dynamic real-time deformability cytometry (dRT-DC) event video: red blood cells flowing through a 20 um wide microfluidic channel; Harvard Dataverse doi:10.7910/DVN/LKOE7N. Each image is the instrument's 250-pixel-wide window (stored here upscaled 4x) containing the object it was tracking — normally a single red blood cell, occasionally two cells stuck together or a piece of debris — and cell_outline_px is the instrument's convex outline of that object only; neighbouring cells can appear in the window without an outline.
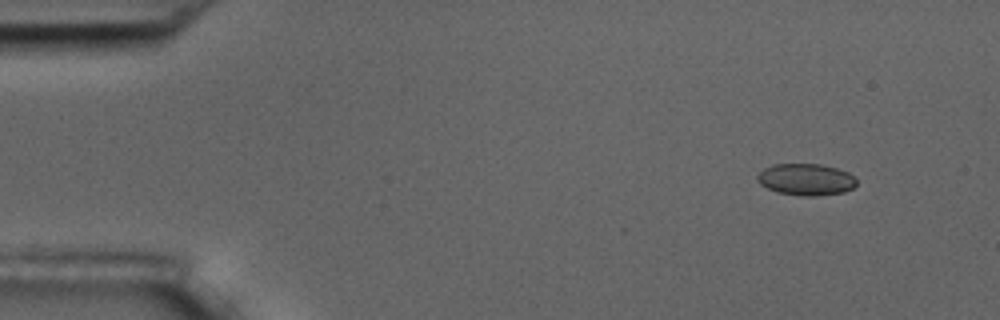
{"species": "common noctule bat (a hibernating species)", "species_latin": "Nyctalus noctula", "temperature_condition": "room temperature", "stored_images_in_passage": 10, "camera_frame_rate_fps": 3000, "um_per_image_px": 0.085, "animal": {"sex": "male", "body_mass_g": 17.5, "forearm_length_mm": 52.3}, "frame": {"image": 1, "passage_image": 1, "time_ms": 0.0, "image_size_px": [1000, 320], "cell_outline_px": [[856, 184], [852, 188], [844, 192], [816, 196], [804, 196], [776, 192], [760, 184], [756, 180], [756, 176], [764, 168], [772, 164], [820, 164], [836, 168], [848, 172], [856, 180]], "centroid_in_image_um": [68.48, 15.25], "position_along_channel_um": 16.5, "area_um2": 18.32}}
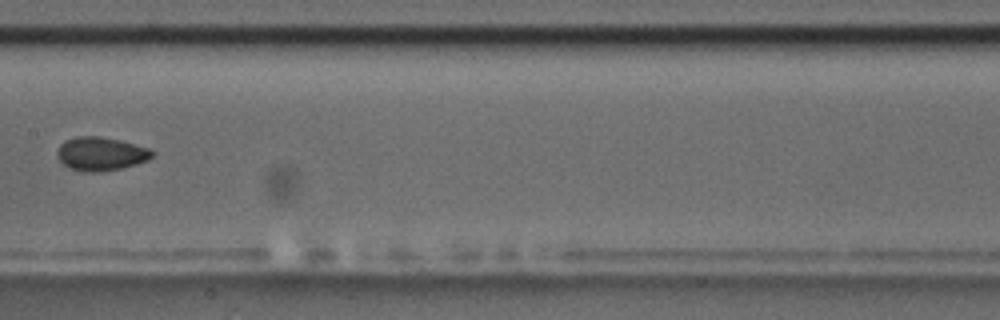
{"frame": {"image": 2, "passage_image": 8, "time_ms": 8.0, "image_size_px": [1000, 320], "cell_outline_px": [[152, 156], [148, 160], [136, 164], [120, 168], [100, 172], [80, 172], [68, 168], [56, 156], [56, 152], [60, 144], [64, 140], [76, 136], [100, 136], [120, 140], [148, 148], [152, 152]], "centroid_in_image_um": [8.51, 13.07], "position_along_channel_um": 198.9, "area_um2": 18.67}}
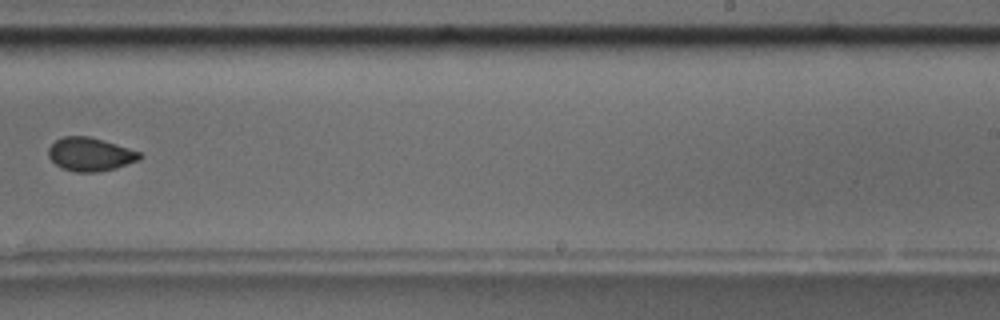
{"frame": {"image": 3, "passage_image": 10, "time_ms": 10.333, "image_size_px": [1000, 320], "cell_outline_px": [[144, 156], [140, 160], [116, 168], [96, 172], [76, 172], [64, 168], [56, 164], [48, 156], [48, 148], [56, 140], [64, 136], [88, 136], [104, 140], [140, 152]], "centroid_in_image_um": [7.69, 13.11], "position_along_channel_um": 281.3, "area_um2": 17.74}}